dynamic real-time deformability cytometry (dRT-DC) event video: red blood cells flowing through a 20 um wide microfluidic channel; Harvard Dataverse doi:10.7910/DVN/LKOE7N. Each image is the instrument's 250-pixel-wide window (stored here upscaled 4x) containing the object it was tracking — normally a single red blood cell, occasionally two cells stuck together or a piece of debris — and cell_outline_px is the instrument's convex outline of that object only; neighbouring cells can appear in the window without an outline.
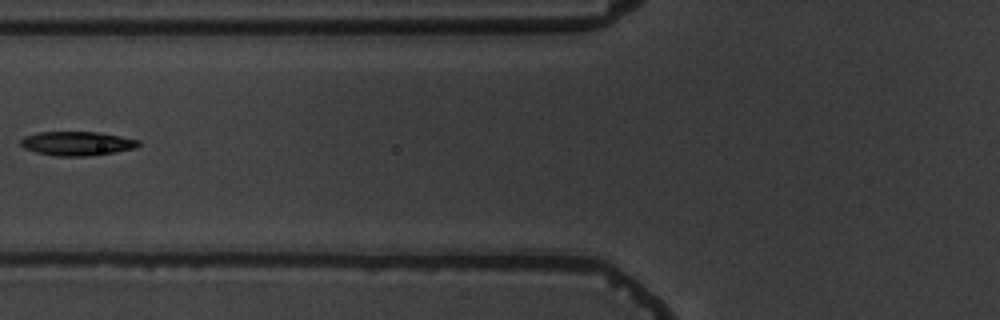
{"species": "common noctule bat (a hibernating species)", "species_latin": "Nyctalus noctula", "temperature_condition": "warm", "stored_images_in_passage": 7, "camera_frame_rate_fps": 3000, "um_per_image_px": 0.085, "animal": {"sex": "male", "body_mass_g": 19.5, "forearm_length_mm": 54.6}, "frame": {"image": 1, "passage_image": 6, "time_ms": 6.667, "image_size_px": [1000, 320], "cell_outline_px": [[140, 144], [136, 148], [112, 152], [84, 156], [56, 156], [36, 152], [24, 148], [20, 144], [20, 140], [24, 136], [40, 132], [96, 132], [120, 136], [140, 140]], "centroid_in_image_um": [6.53, 12.19], "position_along_channel_um": 119.3, "area_um2": 16.36}}
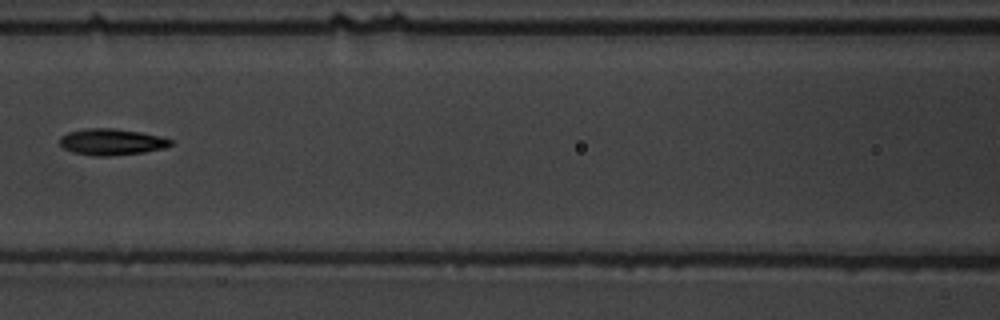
{"frame": {"image": 2, "passage_image": 7, "time_ms": 7.667, "image_size_px": [1000, 320], "cell_outline_px": [[172, 144], [164, 148], [144, 152], [108, 156], [96, 156], [72, 152], [64, 148], [60, 144], [60, 136], [68, 132], [88, 128], [112, 128], [140, 132], [160, 136], [172, 140]], "centroid_in_image_um": [9.47, 12.06], "position_along_channel_um": 157.1, "area_um2": 16.94}}